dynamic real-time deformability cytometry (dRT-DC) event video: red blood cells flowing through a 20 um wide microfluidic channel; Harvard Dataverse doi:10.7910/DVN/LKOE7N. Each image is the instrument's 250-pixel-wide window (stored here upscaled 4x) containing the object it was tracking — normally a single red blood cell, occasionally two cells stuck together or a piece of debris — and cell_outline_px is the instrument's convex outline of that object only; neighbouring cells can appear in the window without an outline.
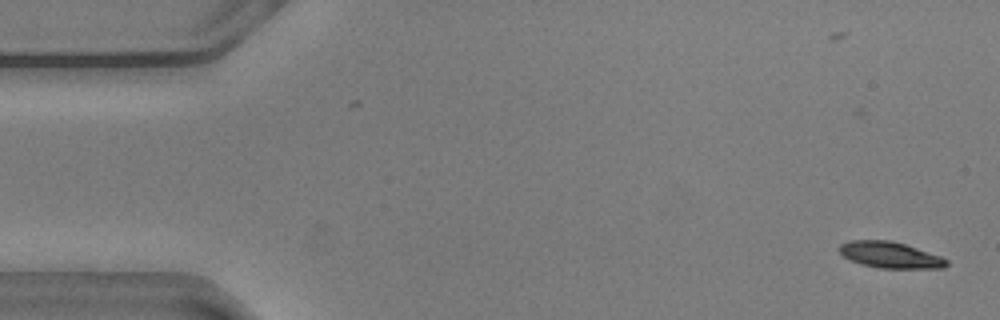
{"species": "common noctule bat (a hibernating species)", "species_latin": "Nyctalus noctula", "temperature_condition": "warm", "stored_images_in_passage": 55, "camera_frame_rate_fps": 3000, "um_per_image_px": 0.085, "animal": {"sex": "male", "body_mass_g": 20.5, "forearm_length_mm": 52.5}, "frame": {"image": 1, "passage_image": 1, "time_ms": 0.0, "image_size_px": [1000, 320], "cell_outline_px": [[948, 264], [944, 268], [880, 268], [860, 264], [844, 256], [836, 248], [840, 244], [848, 240], [892, 240], [940, 256], [948, 260]], "centroid_in_image_um": [75.63, 21.66], "position_along_channel_um": 9.4, "area_um2": 16.36}}
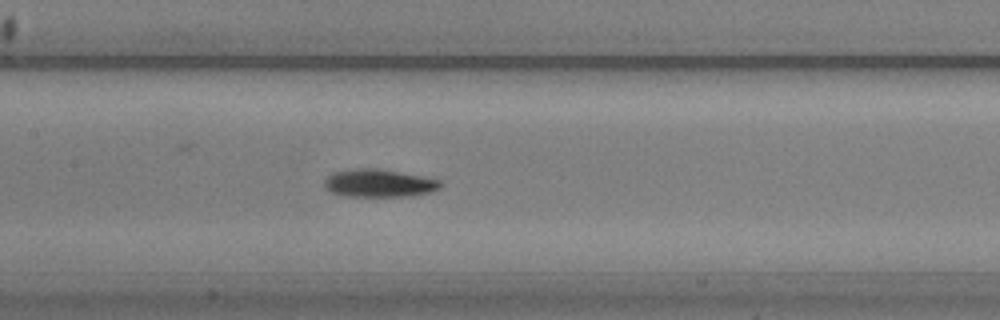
{"frame": {"image": 2, "passage_image": 25, "time_ms": 8.0, "image_size_px": [1000, 320], "cell_outline_px": [[444, 184], [440, 188], [432, 192], [408, 196], [344, 196], [332, 192], [324, 188], [324, 180], [332, 172], [356, 168], [376, 168], [424, 176], [440, 180]], "centroid_in_image_um": [32.23, 15.56], "position_along_channel_um": 175.2, "area_um2": 19.02}}
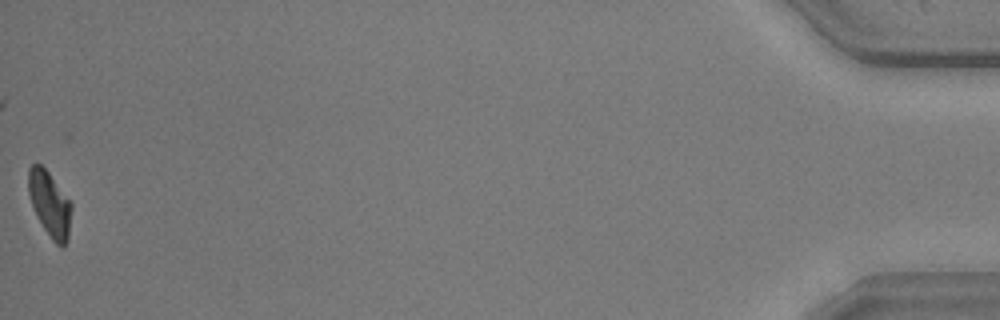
{"frame": {"image": 3, "passage_image": 55, "time_ms": 18.0, "image_size_px": [1000, 320], "cell_outline_px": [[72, 208], [68, 240], [64, 248], [60, 248], [52, 240], [44, 228], [32, 204], [28, 192], [28, 168], [32, 164], [40, 164], [48, 172], [72, 204]], "centroid_in_image_um": [4.24, 17.37], "position_along_channel_um": 431.0, "area_um2": 16.18}, "authors_computed_cell_mechanics": {"area_um2": 17.3978, "velocity_mm_per_s": 3.5969, "shape_relaxation_time_tau1_ms": 3.3951, "shape_relaxation_time_tau2_ms": 4.5935, "deformation_change_tau1": 0.1216, "deformation_change_tau2": 0.1056}}